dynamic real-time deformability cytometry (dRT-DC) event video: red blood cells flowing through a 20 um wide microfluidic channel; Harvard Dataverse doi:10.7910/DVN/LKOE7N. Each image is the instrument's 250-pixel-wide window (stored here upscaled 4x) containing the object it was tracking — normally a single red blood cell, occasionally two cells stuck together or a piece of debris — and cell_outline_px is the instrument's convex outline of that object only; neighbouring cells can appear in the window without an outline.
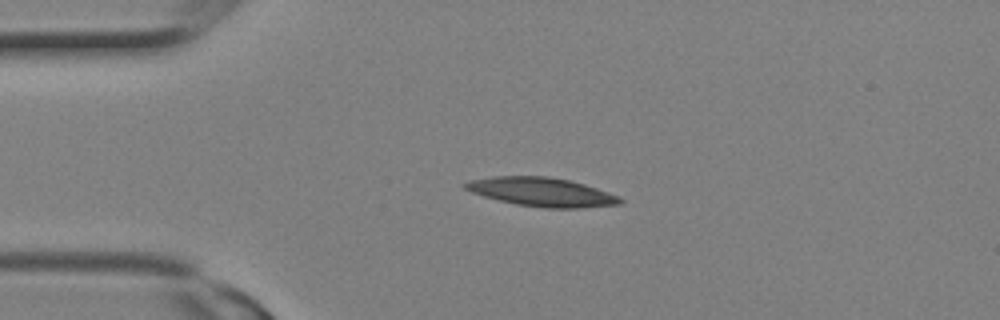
{"species": "Egyptian fruit bat (a non-hibernating species)", "species_latin": "Rousettus aegyptiacus", "temperature_condition": "room temperature", "stored_images_in_passage": 1, "camera_frame_rate_fps": 3000, "um_per_image_px": 0.085, "animal": {"sex": "female"}, "frame": {"image": 1, "passage_image": 1, "time_ms": 0.0, "image_size_px": [1000, 320], "cell_outline_px": [[624, 200], [620, 204], [580, 208], [544, 208], [516, 204], [484, 196], [472, 192], [464, 188], [460, 184], [468, 180], [492, 176], [548, 176], [568, 180], [584, 184], [620, 196]], "centroid_in_image_um": [46.02, 16.31], "position_along_channel_um": 39.0, "area_um2": 26.07}}